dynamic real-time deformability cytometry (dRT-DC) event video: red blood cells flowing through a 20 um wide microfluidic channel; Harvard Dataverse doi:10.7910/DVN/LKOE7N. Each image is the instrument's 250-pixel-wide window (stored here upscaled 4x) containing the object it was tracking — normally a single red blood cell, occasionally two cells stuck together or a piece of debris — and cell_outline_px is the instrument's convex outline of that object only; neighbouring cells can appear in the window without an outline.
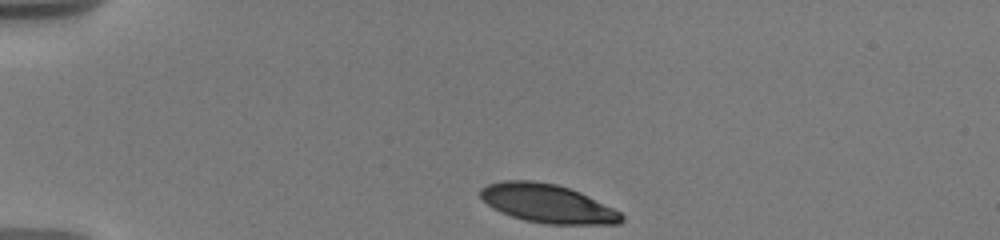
{"species": "human", "species_latin": "Homo sapiens", "temperature_condition": "warm", "stored_images_in_passage": 40, "camera_frame_rate_fps": 3000, "um_per_image_px": 0.085, "donor": {"sex": "male"}, "frame": {"image": 1, "passage_image": 1, "time_ms": 0.0, "image_size_px": [1000, 240], "cell_outline_px": [[624, 220], [620, 224], [544, 224], [524, 220], [500, 212], [492, 208], [480, 196], [480, 188], [488, 184], [504, 180], [532, 180], [556, 184], [580, 192], [620, 212], [624, 216]], "centroid_in_image_um": [46.53, 17.3], "position_along_channel_um": 38.5, "area_um2": 31.67}}
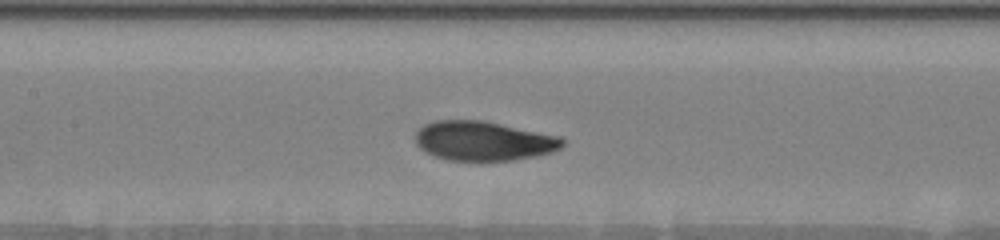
{"frame": {"image": 2, "passage_image": 18, "time_ms": 5.0, "image_size_px": [1000, 240], "cell_outline_px": [[564, 144], [560, 148], [552, 152], [536, 156], [512, 160], [480, 164], [476, 164], [448, 160], [432, 156], [424, 152], [416, 144], [416, 132], [424, 124], [436, 120], [480, 120], [560, 136], [564, 140]], "centroid_in_image_um": [41.06, 12.03], "position_along_channel_um": 166.3, "area_um2": 34.68}}
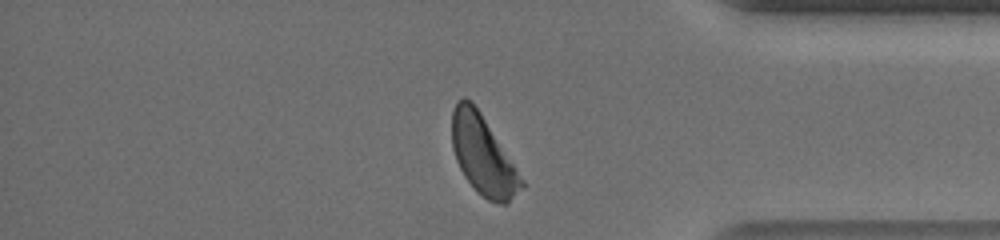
{"frame": {"image": 3, "passage_image": 37, "time_ms": 11.667, "image_size_px": [1000, 240], "cell_outline_px": [[524, 188], [508, 204], [500, 204], [488, 200], [476, 192], [464, 176], [456, 160], [452, 148], [452, 112], [456, 100], [464, 96], [472, 100], [480, 112], [524, 180]], "centroid_in_image_um": [41.05, 13.21], "position_along_channel_um": 394.2, "area_um2": 32.14}, "authors_computed_cell_mechanics": {"area_um2": 32.5414, "velocity_mm_per_s": 3.622, "shape_relaxation_time_tau1_ms": 2.5916, "shape_relaxation_time_tau2_ms": 1.9222, "deformation_change_tau1": 0.16, "deformation_change_tau2": 0.0663}}